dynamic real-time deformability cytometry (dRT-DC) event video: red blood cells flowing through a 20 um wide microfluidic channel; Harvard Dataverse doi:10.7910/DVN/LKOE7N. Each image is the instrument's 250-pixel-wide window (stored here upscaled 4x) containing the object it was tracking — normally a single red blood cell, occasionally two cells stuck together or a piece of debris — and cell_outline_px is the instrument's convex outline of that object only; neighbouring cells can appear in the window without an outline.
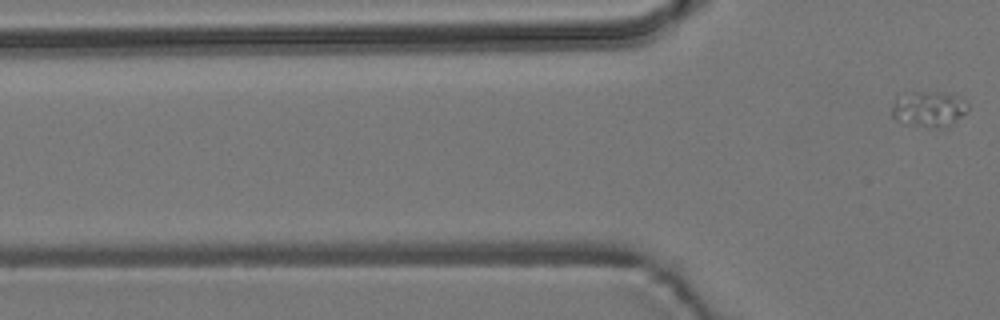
{"species": "common noctule bat (a hibernating species)", "species_latin": "Nyctalus noctula", "temperature_condition": "room temperature", "stored_images_in_passage": 6, "camera_frame_rate_fps": 3000, "um_per_image_px": 0.085, "animal": {"sex": "male", "body_mass_g": 19.2, "forearm_length_mm": 51.8}, "frame": {"image": 1, "passage_image": 6, "time_ms": 6.0, "image_size_px": [1000, 320], "cell_outline_px": [[968, 112], [948, 128], [928, 128], [904, 124], [896, 120], [892, 116], [892, 104], [896, 92], [944, 92], [968, 100]], "centroid_in_image_um": [78.93, 9.27], "position_along_channel_um": 46.9, "area_um2": 16.76}}